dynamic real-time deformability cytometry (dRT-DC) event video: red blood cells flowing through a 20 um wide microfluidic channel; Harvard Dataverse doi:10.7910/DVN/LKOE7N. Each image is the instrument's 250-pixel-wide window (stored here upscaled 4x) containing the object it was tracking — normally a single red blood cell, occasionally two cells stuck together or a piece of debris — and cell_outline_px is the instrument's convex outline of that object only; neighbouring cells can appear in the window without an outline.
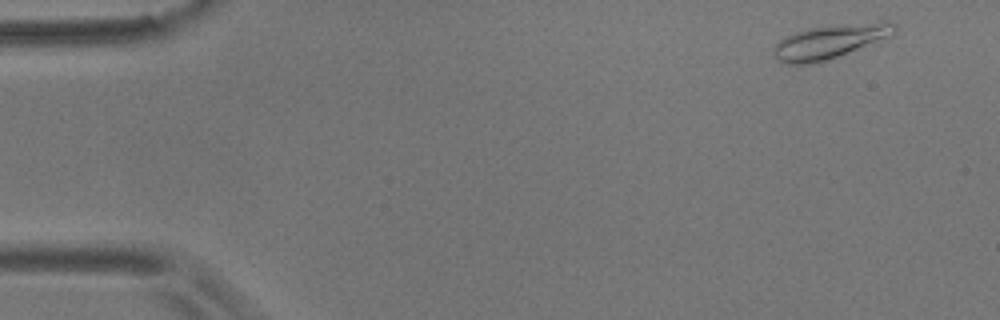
{"species": "common noctule bat (a hibernating species)", "species_latin": "Nyctalus noctula", "temperature_condition": "room temperature", "stored_images_in_passage": 6, "camera_frame_rate_fps": 3000, "um_per_image_px": 0.085, "animal": {"sex": "male", "body_mass_g": 17.9}, "frame": {"image": 1, "passage_image": 1, "time_ms": 0.0, "image_size_px": [1000, 320], "cell_outline_px": [[896, 32], [888, 36], [836, 56], [824, 60], [808, 64], [784, 64], [772, 52], [772, 48], [784, 36], [796, 32], [812, 28], [880, 20], [884, 20], [896, 24]], "centroid_in_image_um": [70.52, 3.5], "position_along_channel_um": 14.5, "area_um2": 23.24}}
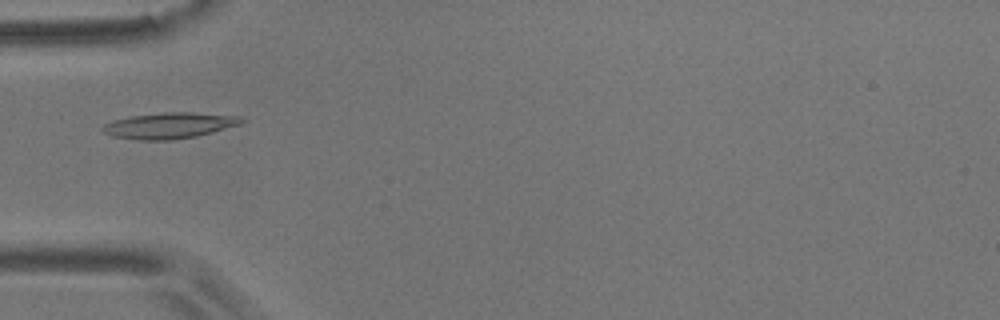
{"frame": {"image": 2, "passage_image": 5, "time_ms": 4.667, "image_size_px": [1000, 320], "cell_outline_px": [[248, 120], [240, 124], [212, 132], [196, 136], [172, 140], [140, 140], [112, 136], [104, 132], [100, 128], [104, 124], [112, 120], [128, 116], [164, 112], [192, 112], [240, 116]], "centroid_in_image_um": [14.39, 10.66], "position_along_channel_um": 70.6, "area_um2": 21.15}}
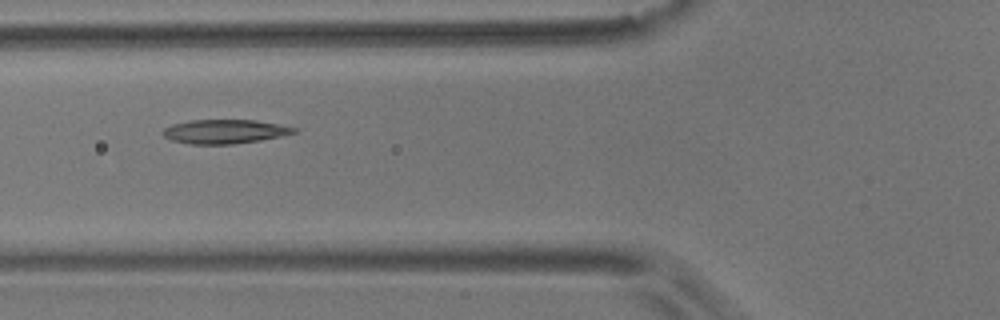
{"frame": {"image": 3, "passage_image": 6, "time_ms": 5.667, "image_size_px": [1000, 320], "cell_outline_px": [[296, 132], [280, 136], [260, 140], [232, 144], [188, 144], [172, 140], [164, 136], [160, 132], [164, 128], [172, 124], [192, 120], [256, 120], [296, 128]], "centroid_in_image_um": [19.04, 11.18], "position_along_channel_um": 106.8, "area_um2": 18.21}}